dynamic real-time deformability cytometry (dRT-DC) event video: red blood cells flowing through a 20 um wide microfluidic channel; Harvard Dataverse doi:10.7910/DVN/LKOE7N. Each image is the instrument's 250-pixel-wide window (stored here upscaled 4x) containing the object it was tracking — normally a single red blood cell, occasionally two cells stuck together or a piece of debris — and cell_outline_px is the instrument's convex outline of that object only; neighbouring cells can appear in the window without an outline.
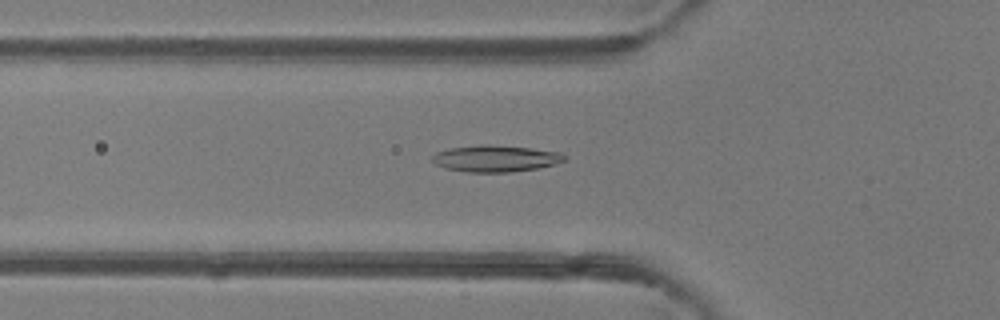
{"species": "common noctule bat (a hibernating species)", "species_latin": "Nyctalus noctula", "temperature_condition": "room temperature", "stored_images_in_passage": 32, "camera_frame_rate_fps": 3000, "um_per_image_px": 0.085, "animal": {"sex": "female"}, "frame": {"image": 1, "passage_image": 7, "time_ms": 2.0, "image_size_px": [1000, 320], "cell_outline_px": [[568, 156], [564, 160], [552, 164], [536, 168], [512, 172], [468, 172], [444, 168], [436, 164], [432, 160], [432, 156], [436, 152], [448, 148], [480, 144], [488, 144], [532, 148], [564, 152]], "centroid_in_image_um": [42.12, 13.46], "position_along_channel_um": 83.7, "area_um2": 20.63}}
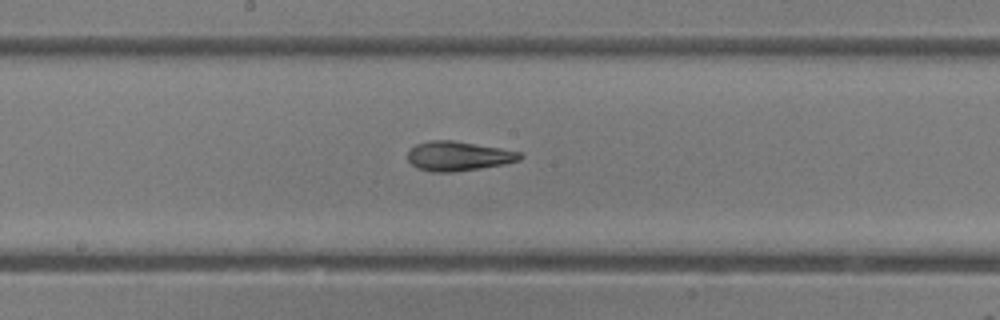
{"frame": {"image": 2, "passage_image": 16, "time_ms": 5.0, "image_size_px": [1000, 320], "cell_outline_px": [[524, 156], [520, 160], [504, 164], [480, 168], [452, 172], [432, 172], [416, 168], [408, 160], [408, 152], [416, 144], [432, 140], [452, 140], [500, 148], [520, 152]], "centroid_in_image_um": [38.96, 13.27], "position_along_channel_um": 209.2, "area_um2": 19.19}}
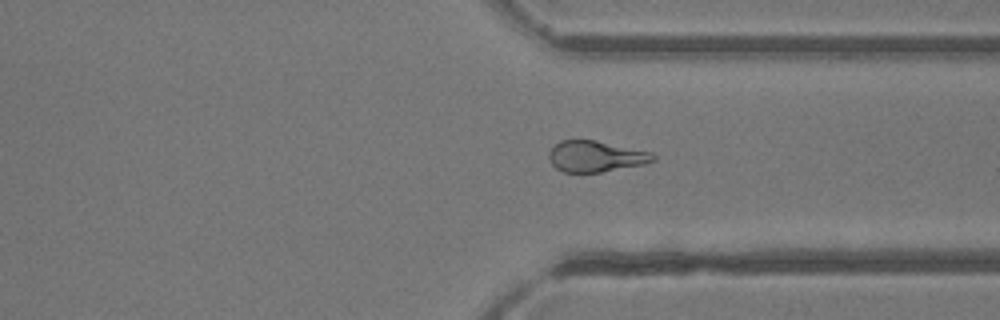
{"frame": {"image": 3, "passage_image": 27, "time_ms": 8.667, "image_size_px": [1000, 320], "cell_outline_px": [[656, 160], [644, 164], [600, 172], [564, 172], [556, 168], [548, 160], [548, 152], [560, 140], [596, 140], [652, 152], [656, 156]], "centroid_in_image_um": [50.63, 13.28], "position_along_channel_um": 360.8, "area_um2": 18.9}, "authors_computed_cell_mechanics": {"area_um2": 19.2763, "velocity_mm_per_s": 4.1427, "shape_relaxation_time_tau1_ms": 5.098, "shape_relaxation_time_tau2_ms": 2.2884, "deformation_change_tau1": 0.148, "deformation_change_tau2": 0.0988}}